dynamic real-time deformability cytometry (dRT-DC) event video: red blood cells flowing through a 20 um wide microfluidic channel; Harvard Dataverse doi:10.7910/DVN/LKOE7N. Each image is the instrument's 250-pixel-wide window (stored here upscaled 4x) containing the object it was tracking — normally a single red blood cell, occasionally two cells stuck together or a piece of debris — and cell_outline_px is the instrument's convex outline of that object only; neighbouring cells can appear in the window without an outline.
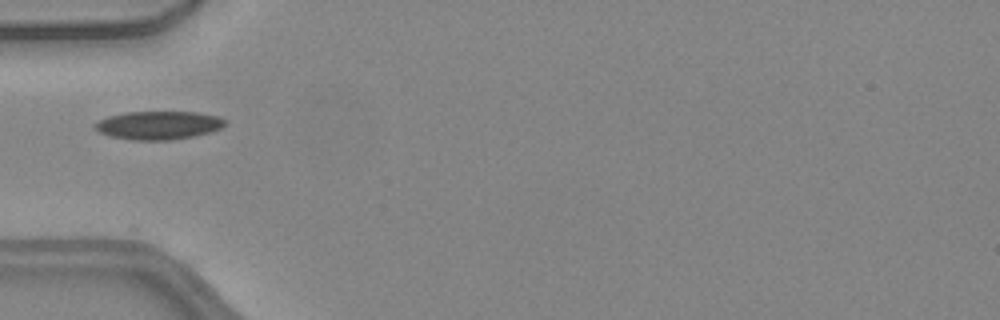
{"species": "common noctule bat (a hibernating species)", "species_latin": "Nyctalus noctula", "temperature_condition": "warm", "stored_images_in_passage": 35, "camera_frame_rate_fps": 3000, "um_per_image_px": 0.085, "animal": {"sex": "female", "body_mass_g": 24.6, "forearm_length_mm": 56.2}, "frame": {"image": 1, "passage_image": 1, "time_ms": 0.0, "image_size_px": [1000, 320], "cell_outline_px": [[228, 124], [212, 132], [196, 136], [172, 140], [132, 140], [108, 136], [100, 132], [92, 124], [108, 116], [124, 112], [196, 112], [220, 116], [228, 120]], "centroid_in_image_um": [13.53, 10.65], "position_along_channel_um": 71.5, "area_um2": 21.85}}
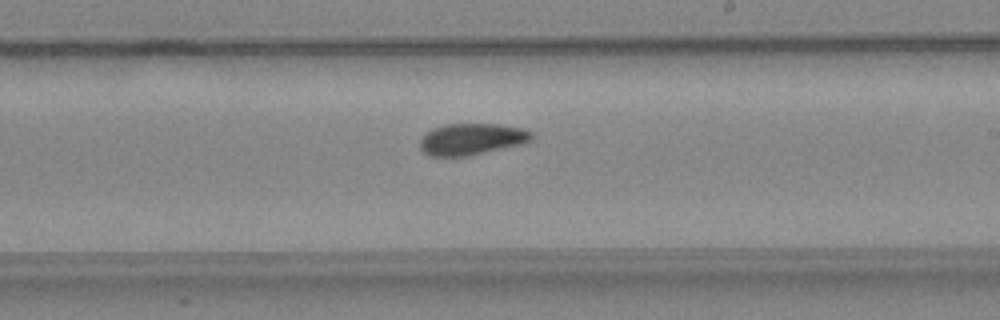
{"frame": {"image": 2, "passage_image": 14, "time_ms": 4.333, "image_size_px": [1000, 320], "cell_outline_px": [[532, 140], [520, 144], [468, 156], [428, 156], [420, 148], [420, 140], [432, 128], [444, 124], [500, 124], [524, 128], [532, 132]], "centroid_in_image_um": [40.09, 11.82], "position_along_channel_um": 248.9, "area_um2": 20.46}}
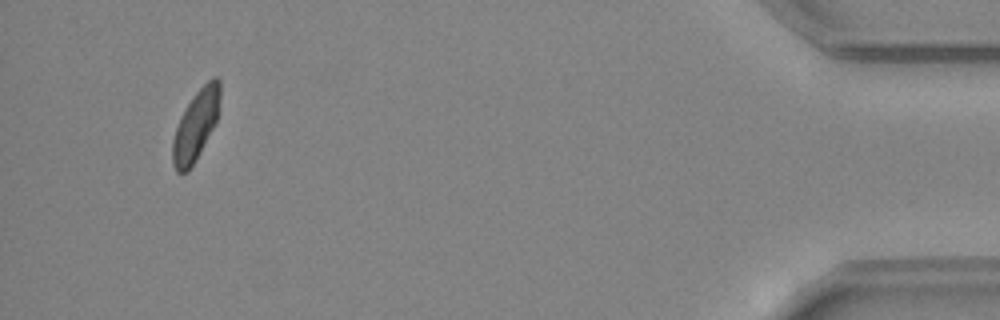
{"frame": {"image": 3, "passage_image": 32, "time_ms": 10.333, "image_size_px": [1000, 320], "cell_outline_px": [[220, 96], [216, 120], [212, 128], [188, 172], [176, 172], [172, 164], [172, 140], [180, 116], [192, 96], [212, 76], [216, 76], [220, 80]], "centroid_in_image_um": [16.61, 10.62], "position_along_channel_um": 418.6, "area_um2": 19.02}, "authors_computed_cell_mechanics": {"area_um2": 20.4034, "velocity_mm_per_s": 4.0804, "shape_relaxation_time_tau1_ms": 5.7521, "shape_relaxation_time_tau2_ms": 4.7126, "deformation_change_tau1": 0.1254, "deformation_change_tau2": 0.0847}}